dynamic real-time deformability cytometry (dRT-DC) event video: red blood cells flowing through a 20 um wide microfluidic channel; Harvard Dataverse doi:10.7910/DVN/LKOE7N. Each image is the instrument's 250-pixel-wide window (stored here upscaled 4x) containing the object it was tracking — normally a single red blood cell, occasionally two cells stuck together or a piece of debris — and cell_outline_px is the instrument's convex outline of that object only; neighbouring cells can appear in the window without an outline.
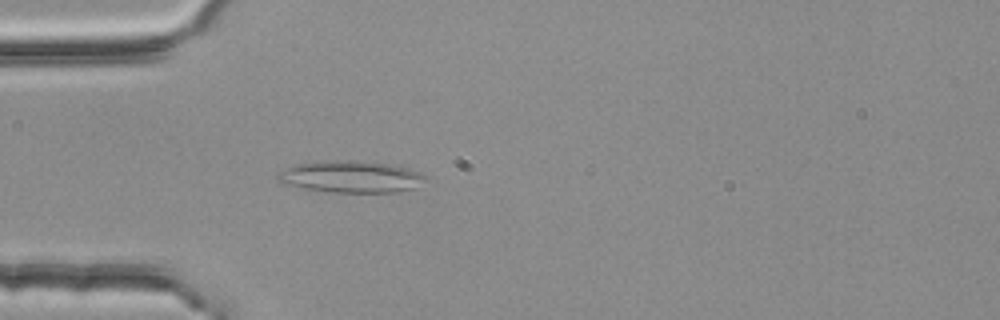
{"species": "common noctule bat (a hibernating species)", "species_latin": "Nyctalus noctula", "temperature_condition": "room temperature", "stored_images_in_passage": 39, "camera_frame_rate_fps": 3000, "um_per_image_px": 0.085, "animal": {"sex": "female", "body_mass_g": 25.1}, "frame": {"image": 1, "passage_image": 9, "time_ms": 2.667, "image_size_px": [1000, 320], "cell_outline_px": [[428, 176], [412, 188], [396, 192], [332, 192], [304, 188], [288, 184], [280, 180], [276, 176], [288, 168], [300, 164], [348, 160], [388, 164], [408, 168], [420, 172]], "centroid_in_image_um": [29.9, 15.03], "position_along_channel_um": 55.1, "area_um2": 26.3}}
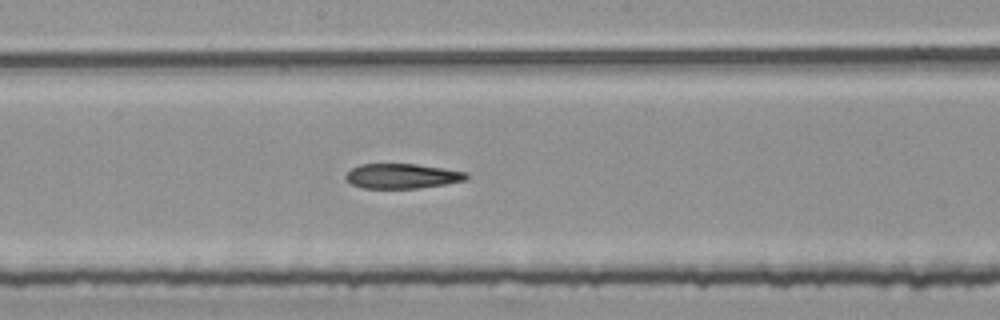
{"frame": {"image": 2, "passage_image": 22, "time_ms": 7.0, "image_size_px": [1000, 320], "cell_outline_px": [[468, 176], [464, 180], [444, 184], [420, 188], [364, 188], [352, 184], [344, 180], [344, 176], [352, 168], [360, 164], [416, 164], [444, 168], [468, 172]], "centroid_in_image_um": [34.15, 14.96], "position_along_channel_um": 214.0, "area_um2": 17.46}}
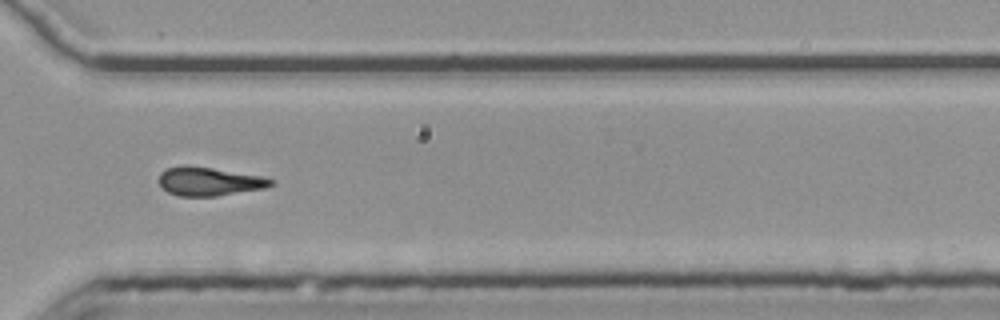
{"frame": {"image": 3, "passage_image": 33, "time_ms": 10.667, "image_size_px": [1000, 320], "cell_outline_px": [[276, 184], [264, 188], [216, 196], [180, 196], [168, 192], [160, 184], [160, 172], [168, 168], [184, 164], [188, 164], [260, 176], [272, 180]], "centroid_in_image_um": [17.76, 15.41], "position_along_channel_um": 352.8, "area_um2": 18.5}}